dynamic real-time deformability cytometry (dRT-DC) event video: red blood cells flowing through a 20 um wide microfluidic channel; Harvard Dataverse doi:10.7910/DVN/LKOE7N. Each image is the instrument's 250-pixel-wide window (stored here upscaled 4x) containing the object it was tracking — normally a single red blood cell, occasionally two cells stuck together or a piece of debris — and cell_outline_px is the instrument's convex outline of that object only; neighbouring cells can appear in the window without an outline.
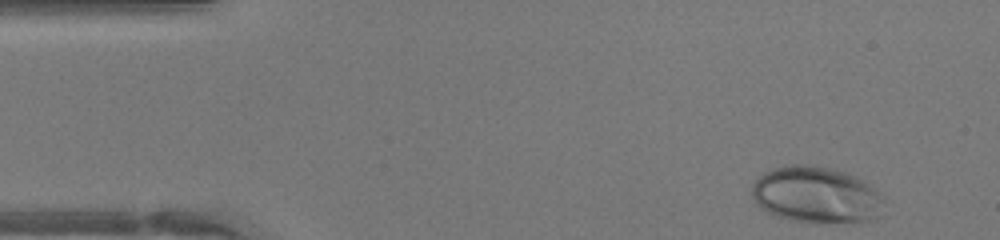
{"species": "human", "species_latin": "Homo sapiens", "temperature_condition": "warm", "stored_images_in_passage": 43, "camera_frame_rate_fps": 3000, "um_per_image_px": 0.085, "donor": {"sex": "female"}, "frame": {"image": 1, "passage_image": 1, "time_ms": 0.0, "image_size_px": [1000, 240], "cell_outline_px": [[884, 216], [872, 220], [816, 224], [812, 224], [792, 220], [776, 216], [760, 208], [752, 200], [752, 184], [764, 172], [772, 168], [792, 164], [808, 164], [832, 168], [848, 172], [864, 180], [876, 188], [884, 196]], "centroid_in_image_um": [69.44, 16.58], "position_along_channel_um": 15.6, "area_um2": 44.74}}
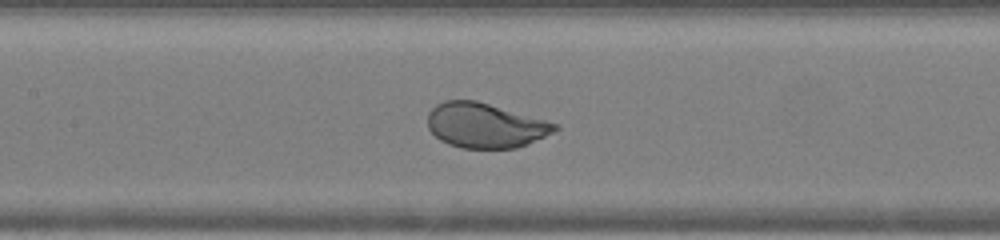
{"frame": {"image": 2, "passage_image": 18, "time_ms": 5.667, "image_size_px": [1000, 240], "cell_outline_px": [[560, 128], [544, 136], [516, 148], [460, 148], [448, 144], [440, 140], [428, 128], [428, 112], [436, 104], [444, 100], [476, 100], [560, 124]], "centroid_in_image_um": [41.22, 10.65], "position_along_channel_um": 166.2, "area_um2": 33.12}}
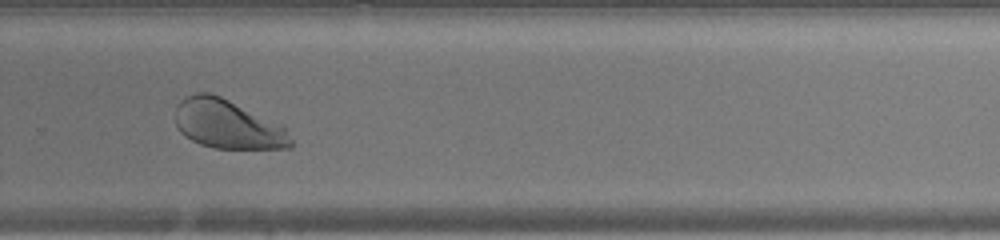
{"frame": {"image": 3, "passage_image": 28, "time_ms": 9.0, "image_size_px": [1000, 240], "cell_outline_px": [[292, 148], [212, 148], [200, 144], [184, 136], [176, 128], [176, 108], [180, 100], [196, 92], [208, 92], [220, 96], [284, 124], [288, 128], [292, 140]], "centroid_in_image_um": [19.39, 10.56], "position_along_channel_um": 310.4, "area_um2": 33.41}, "authors_computed_cell_mechanics": {"area_um2": 38.5526, "velocity_mm_per_s": 4.3344, "shape_relaxation_time_tau1_ms": 2.0612, "shape_relaxation_time_tau2_ms": null, "deformation_change_tau1": 0.1117, "deformation_change_tau2": null}}